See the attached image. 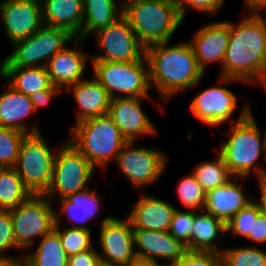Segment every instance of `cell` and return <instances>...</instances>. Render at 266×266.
Instances as JSON below:
<instances>
[{
  "label": "cell",
  "mask_w": 266,
  "mask_h": 266,
  "mask_svg": "<svg viewBox=\"0 0 266 266\" xmlns=\"http://www.w3.org/2000/svg\"><path fill=\"white\" fill-rule=\"evenodd\" d=\"M220 76L249 85H260L266 77V26L259 14H249L237 24L230 21Z\"/></svg>",
  "instance_id": "obj_1"
},
{
  "label": "cell",
  "mask_w": 266,
  "mask_h": 266,
  "mask_svg": "<svg viewBox=\"0 0 266 266\" xmlns=\"http://www.w3.org/2000/svg\"><path fill=\"white\" fill-rule=\"evenodd\" d=\"M168 44L160 42L145 47L150 86L156 88L162 101H168L180 91L194 89L204 76L189 41L173 46Z\"/></svg>",
  "instance_id": "obj_2"
},
{
  "label": "cell",
  "mask_w": 266,
  "mask_h": 266,
  "mask_svg": "<svg viewBox=\"0 0 266 266\" xmlns=\"http://www.w3.org/2000/svg\"><path fill=\"white\" fill-rule=\"evenodd\" d=\"M252 111L243 119L231 124L228 139L221 142L216 151L234 177L245 180L255 173L257 180L266 179V170L257 164L261 156L265 160L262 132L258 128Z\"/></svg>",
  "instance_id": "obj_3"
},
{
  "label": "cell",
  "mask_w": 266,
  "mask_h": 266,
  "mask_svg": "<svg viewBox=\"0 0 266 266\" xmlns=\"http://www.w3.org/2000/svg\"><path fill=\"white\" fill-rule=\"evenodd\" d=\"M123 16L145 47L170 42L183 23L177 0H124Z\"/></svg>",
  "instance_id": "obj_4"
},
{
  "label": "cell",
  "mask_w": 266,
  "mask_h": 266,
  "mask_svg": "<svg viewBox=\"0 0 266 266\" xmlns=\"http://www.w3.org/2000/svg\"><path fill=\"white\" fill-rule=\"evenodd\" d=\"M68 141L74 145L96 168H106L116 160L122 147L127 143L119 128L108 114L89 118L71 128Z\"/></svg>",
  "instance_id": "obj_5"
},
{
  "label": "cell",
  "mask_w": 266,
  "mask_h": 266,
  "mask_svg": "<svg viewBox=\"0 0 266 266\" xmlns=\"http://www.w3.org/2000/svg\"><path fill=\"white\" fill-rule=\"evenodd\" d=\"M91 62L94 78L106 89L111 99L122 97L150 99L151 86L146 56L133 62Z\"/></svg>",
  "instance_id": "obj_6"
},
{
  "label": "cell",
  "mask_w": 266,
  "mask_h": 266,
  "mask_svg": "<svg viewBox=\"0 0 266 266\" xmlns=\"http://www.w3.org/2000/svg\"><path fill=\"white\" fill-rule=\"evenodd\" d=\"M75 38L66 29L43 25L30 37L13 43V52L2 60L0 67H45Z\"/></svg>",
  "instance_id": "obj_7"
},
{
  "label": "cell",
  "mask_w": 266,
  "mask_h": 266,
  "mask_svg": "<svg viewBox=\"0 0 266 266\" xmlns=\"http://www.w3.org/2000/svg\"><path fill=\"white\" fill-rule=\"evenodd\" d=\"M56 153L41 132L23 139L14 168L32 194H44L50 187Z\"/></svg>",
  "instance_id": "obj_8"
},
{
  "label": "cell",
  "mask_w": 266,
  "mask_h": 266,
  "mask_svg": "<svg viewBox=\"0 0 266 266\" xmlns=\"http://www.w3.org/2000/svg\"><path fill=\"white\" fill-rule=\"evenodd\" d=\"M44 194H32L25 202L9 210L16 246L25 251L32 248L36 237L43 238L54 230L56 211Z\"/></svg>",
  "instance_id": "obj_9"
},
{
  "label": "cell",
  "mask_w": 266,
  "mask_h": 266,
  "mask_svg": "<svg viewBox=\"0 0 266 266\" xmlns=\"http://www.w3.org/2000/svg\"><path fill=\"white\" fill-rule=\"evenodd\" d=\"M66 142L56 153L52 181L44 193L51 202L57 194L62 199L87 190L95 171L89 160L69 141Z\"/></svg>",
  "instance_id": "obj_10"
},
{
  "label": "cell",
  "mask_w": 266,
  "mask_h": 266,
  "mask_svg": "<svg viewBox=\"0 0 266 266\" xmlns=\"http://www.w3.org/2000/svg\"><path fill=\"white\" fill-rule=\"evenodd\" d=\"M218 79V86H211L202 90L190 103L192 114L207 126H222L227 120L228 124H234L243 120L251 111L250 105L247 103L242 108L238 119H232L238 106L237 96L223 85L240 80L222 76H219Z\"/></svg>",
  "instance_id": "obj_11"
},
{
  "label": "cell",
  "mask_w": 266,
  "mask_h": 266,
  "mask_svg": "<svg viewBox=\"0 0 266 266\" xmlns=\"http://www.w3.org/2000/svg\"><path fill=\"white\" fill-rule=\"evenodd\" d=\"M127 142L116 157L117 166L128 178L134 189L145 188L158 182L165 171L167 157L157 148L134 147Z\"/></svg>",
  "instance_id": "obj_12"
},
{
  "label": "cell",
  "mask_w": 266,
  "mask_h": 266,
  "mask_svg": "<svg viewBox=\"0 0 266 266\" xmlns=\"http://www.w3.org/2000/svg\"><path fill=\"white\" fill-rule=\"evenodd\" d=\"M94 35L102 54L91 55V61L133 62L145 56V46L138 40L124 16Z\"/></svg>",
  "instance_id": "obj_13"
},
{
  "label": "cell",
  "mask_w": 266,
  "mask_h": 266,
  "mask_svg": "<svg viewBox=\"0 0 266 266\" xmlns=\"http://www.w3.org/2000/svg\"><path fill=\"white\" fill-rule=\"evenodd\" d=\"M99 252L101 262L106 265L131 266L137 260L134 246L133 227L128 217L107 215L99 230Z\"/></svg>",
  "instance_id": "obj_14"
},
{
  "label": "cell",
  "mask_w": 266,
  "mask_h": 266,
  "mask_svg": "<svg viewBox=\"0 0 266 266\" xmlns=\"http://www.w3.org/2000/svg\"><path fill=\"white\" fill-rule=\"evenodd\" d=\"M0 16L12 44L30 37L44 25L40 0H4L0 2Z\"/></svg>",
  "instance_id": "obj_15"
},
{
  "label": "cell",
  "mask_w": 266,
  "mask_h": 266,
  "mask_svg": "<svg viewBox=\"0 0 266 266\" xmlns=\"http://www.w3.org/2000/svg\"><path fill=\"white\" fill-rule=\"evenodd\" d=\"M145 98H114L109 104L108 115L119 128L127 142H136L139 136L157 134L156 126L143 111Z\"/></svg>",
  "instance_id": "obj_16"
},
{
  "label": "cell",
  "mask_w": 266,
  "mask_h": 266,
  "mask_svg": "<svg viewBox=\"0 0 266 266\" xmlns=\"http://www.w3.org/2000/svg\"><path fill=\"white\" fill-rule=\"evenodd\" d=\"M230 37V21H215L202 26L189 40L199 68L205 73L209 64L221 62L223 66L224 56Z\"/></svg>",
  "instance_id": "obj_17"
},
{
  "label": "cell",
  "mask_w": 266,
  "mask_h": 266,
  "mask_svg": "<svg viewBox=\"0 0 266 266\" xmlns=\"http://www.w3.org/2000/svg\"><path fill=\"white\" fill-rule=\"evenodd\" d=\"M134 246L137 259L169 263L179 260L186 252L187 246L176 240L168 231H148L133 229Z\"/></svg>",
  "instance_id": "obj_18"
},
{
  "label": "cell",
  "mask_w": 266,
  "mask_h": 266,
  "mask_svg": "<svg viewBox=\"0 0 266 266\" xmlns=\"http://www.w3.org/2000/svg\"><path fill=\"white\" fill-rule=\"evenodd\" d=\"M83 39L76 37L73 40V46H66L63 50L58 51L45 66L49 74L52 85L63 90L70 85L76 84L83 79L84 70L87 61L91 55L81 51L79 44L83 43ZM71 47V48H70Z\"/></svg>",
  "instance_id": "obj_19"
},
{
  "label": "cell",
  "mask_w": 266,
  "mask_h": 266,
  "mask_svg": "<svg viewBox=\"0 0 266 266\" xmlns=\"http://www.w3.org/2000/svg\"><path fill=\"white\" fill-rule=\"evenodd\" d=\"M175 209L168 201L145 194L132 204L127 217L133 229L168 231Z\"/></svg>",
  "instance_id": "obj_20"
},
{
  "label": "cell",
  "mask_w": 266,
  "mask_h": 266,
  "mask_svg": "<svg viewBox=\"0 0 266 266\" xmlns=\"http://www.w3.org/2000/svg\"><path fill=\"white\" fill-rule=\"evenodd\" d=\"M236 179L237 177H234L228 183L208 191L203 211L227 223L242 208L255 200L245 195L243 186L238 184Z\"/></svg>",
  "instance_id": "obj_21"
},
{
  "label": "cell",
  "mask_w": 266,
  "mask_h": 266,
  "mask_svg": "<svg viewBox=\"0 0 266 266\" xmlns=\"http://www.w3.org/2000/svg\"><path fill=\"white\" fill-rule=\"evenodd\" d=\"M35 111L30 97L16 91L8 84V89L0 94V126L19 130L27 135L40 133L38 122L31 127L24 123Z\"/></svg>",
  "instance_id": "obj_22"
},
{
  "label": "cell",
  "mask_w": 266,
  "mask_h": 266,
  "mask_svg": "<svg viewBox=\"0 0 266 266\" xmlns=\"http://www.w3.org/2000/svg\"><path fill=\"white\" fill-rule=\"evenodd\" d=\"M72 91L70 96L75 98L78 104L75 124L97 116L108 114L111 98L106 89L93 77L84 79L66 88Z\"/></svg>",
  "instance_id": "obj_23"
},
{
  "label": "cell",
  "mask_w": 266,
  "mask_h": 266,
  "mask_svg": "<svg viewBox=\"0 0 266 266\" xmlns=\"http://www.w3.org/2000/svg\"><path fill=\"white\" fill-rule=\"evenodd\" d=\"M43 24L66 29L75 37L82 32L83 0H40Z\"/></svg>",
  "instance_id": "obj_24"
},
{
  "label": "cell",
  "mask_w": 266,
  "mask_h": 266,
  "mask_svg": "<svg viewBox=\"0 0 266 266\" xmlns=\"http://www.w3.org/2000/svg\"><path fill=\"white\" fill-rule=\"evenodd\" d=\"M61 200L60 213L56 212V224L62 223L61 218L64 215L71 222L76 223L71 228L91 230L89 226L84 223L94 220L96 214L98 215L100 206V197L96 195L94 190H85L79 193L70 194L67 198ZM61 221V222H60ZM83 223V224H82Z\"/></svg>",
  "instance_id": "obj_25"
},
{
  "label": "cell",
  "mask_w": 266,
  "mask_h": 266,
  "mask_svg": "<svg viewBox=\"0 0 266 266\" xmlns=\"http://www.w3.org/2000/svg\"><path fill=\"white\" fill-rule=\"evenodd\" d=\"M84 20L78 38L85 40L90 34L107 27L123 16V2L116 0H83Z\"/></svg>",
  "instance_id": "obj_26"
},
{
  "label": "cell",
  "mask_w": 266,
  "mask_h": 266,
  "mask_svg": "<svg viewBox=\"0 0 266 266\" xmlns=\"http://www.w3.org/2000/svg\"><path fill=\"white\" fill-rule=\"evenodd\" d=\"M225 233H227L226 223L223 220L205 213V211H200V213L197 211L192 226L190 250L221 253L223 249L217 246L215 240H221L220 235L223 237Z\"/></svg>",
  "instance_id": "obj_27"
},
{
  "label": "cell",
  "mask_w": 266,
  "mask_h": 266,
  "mask_svg": "<svg viewBox=\"0 0 266 266\" xmlns=\"http://www.w3.org/2000/svg\"><path fill=\"white\" fill-rule=\"evenodd\" d=\"M0 77L16 91L30 96L52 86L46 67H0Z\"/></svg>",
  "instance_id": "obj_28"
},
{
  "label": "cell",
  "mask_w": 266,
  "mask_h": 266,
  "mask_svg": "<svg viewBox=\"0 0 266 266\" xmlns=\"http://www.w3.org/2000/svg\"><path fill=\"white\" fill-rule=\"evenodd\" d=\"M33 253L24 254L28 266H67L68 256L59 234L53 230L45 235Z\"/></svg>",
  "instance_id": "obj_29"
},
{
  "label": "cell",
  "mask_w": 266,
  "mask_h": 266,
  "mask_svg": "<svg viewBox=\"0 0 266 266\" xmlns=\"http://www.w3.org/2000/svg\"><path fill=\"white\" fill-rule=\"evenodd\" d=\"M31 195L14 167L0 168V210L14 209Z\"/></svg>",
  "instance_id": "obj_30"
},
{
  "label": "cell",
  "mask_w": 266,
  "mask_h": 266,
  "mask_svg": "<svg viewBox=\"0 0 266 266\" xmlns=\"http://www.w3.org/2000/svg\"><path fill=\"white\" fill-rule=\"evenodd\" d=\"M214 152V160L198 163L191 173L206 193L234 178L222 156L216 150Z\"/></svg>",
  "instance_id": "obj_31"
},
{
  "label": "cell",
  "mask_w": 266,
  "mask_h": 266,
  "mask_svg": "<svg viewBox=\"0 0 266 266\" xmlns=\"http://www.w3.org/2000/svg\"><path fill=\"white\" fill-rule=\"evenodd\" d=\"M221 257L226 266H266V251L256 245L223 248Z\"/></svg>",
  "instance_id": "obj_32"
},
{
  "label": "cell",
  "mask_w": 266,
  "mask_h": 266,
  "mask_svg": "<svg viewBox=\"0 0 266 266\" xmlns=\"http://www.w3.org/2000/svg\"><path fill=\"white\" fill-rule=\"evenodd\" d=\"M61 223L55 224L54 230L59 234L62 246L67 256H73L92 249V232L91 230L64 227L62 230Z\"/></svg>",
  "instance_id": "obj_33"
},
{
  "label": "cell",
  "mask_w": 266,
  "mask_h": 266,
  "mask_svg": "<svg viewBox=\"0 0 266 266\" xmlns=\"http://www.w3.org/2000/svg\"><path fill=\"white\" fill-rule=\"evenodd\" d=\"M176 187L179 200L185 208L196 211L204 210L206 192L191 173L180 179Z\"/></svg>",
  "instance_id": "obj_34"
},
{
  "label": "cell",
  "mask_w": 266,
  "mask_h": 266,
  "mask_svg": "<svg viewBox=\"0 0 266 266\" xmlns=\"http://www.w3.org/2000/svg\"><path fill=\"white\" fill-rule=\"evenodd\" d=\"M27 134L0 126V168L15 167L20 145Z\"/></svg>",
  "instance_id": "obj_35"
},
{
  "label": "cell",
  "mask_w": 266,
  "mask_h": 266,
  "mask_svg": "<svg viewBox=\"0 0 266 266\" xmlns=\"http://www.w3.org/2000/svg\"><path fill=\"white\" fill-rule=\"evenodd\" d=\"M196 210L181 211L175 209L168 232L181 241L190 250V240L192 238V226L194 224Z\"/></svg>",
  "instance_id": "obj_36"
},
{
  "label": "cell",
  "mask_w": 266,
  "mask_h": 266,
  "mask_svg": "<svg viewBox=\"0 0 266 266\" xmlns=\"http://www.w3.org/2000/svg\"><path fill=\"white\" fill-rule=\"evenodd\" d=\"M259 214V207L253 200L226 223V232H232L234 237L236 235L246 238L251 232L252 216H258Z\"/></svg>",
  "instance_id": "obj_37"
},
{
  "label": "cell",
  "mask_w": 266,
  "mask_h": 266,
  "mask_svg": "<svg viewBox=\"0 0 266 266\" xmlns=\"http://www.w3.org/2000/svg\"><path fill=\"white\" fill-rule=\"evenodd\" d=\"M221 261V253L187 250L179 260L166 266H217Z\"/></svg>",
  "instance_id": "obj_38"
},
{
  "label": "cell",
  "mask_w": 266,
  "mask_h": 266,
  "mask_svg": "<svg viewBox=\"0 0 266 266\" xmlns=\"http://www.w3.org/2000/svg\"><path fill=\"white\" fill-rule=\"evenodd\" d=\"M225 0H177L178 12L181 19L184 21L187 16V11L192 9L198 13L213 14L220 10Z\"/></svg>",
  "instance_id": "obj_39"
},
{
  "label": "cell",
  "mask_w": 266,
  "mask_h": 266,
  "mask_svg": "<svg viewBox=\"0 0 266 266\" xmlns=\"http://www.w3.org/2000/svg\"><path fill=\"white\" fill-rule=\"evenodd\" d=\"M19 249L13 233L10 211L0 210V257H8L6 252Z\"/></svg>",
  "instance_id": "obj_40"
},
{
  "label": "cell",
  "mask_w": 266,
  "mask_h": 266,
  "mask_svg": "<svg viewBox=\"0 0 266 266\" xmlns=\"http://www.w3.org/2000/svg\"><path fill=\"white\" fill-rule=\"evenodd\" d=\"M101 264L99 251L93 247L92 249L68 257L67 266H100Z\"/></svg>",
  "instance_id": "obj_41"
},
{
  "label": "cell",
  "mask_w": 266,
  "mask_h": 266,
  "mask_svg": "<svg viewBox=\"0 0 266 266\" xmlns=\"http://www.w3.org/2000/svg\"><path fill=\"white\" fill-rule=\"evenodd\" d=\"M246 238L256 244L266 243V217L263 214L252 216L251 232Z\"/></svg>",
  "instance_id": "obj_42"
},
{
  "label": "cell",
  "mask_w": 266,
  "mask_h": 266,
  "mask_svg": "<svg viewBox=\"0 0 266 266\" xmlns=\"http://www.w3.org/2000/svg\"><path fill=\"white\" fill-rule=\"evenodd\" d=\"M62 93V89L52 85L49 89L40 90L31 94L30 100L33 103L34 111L36 112L40 107L46 105L54 96Z\"/></svg>",
  "instance_id": "obj_43"
},
{
  "label": "cell",
  "mask_w": 266,
  "mask_h": 266,
  "mask_svg": "<svg viewBox=\"0 0 266 266\" xmlns=\"http://www.w3.org/2000/svg\"><path fill=\"white\" fill-rule=\"evenodd\" d=\"M0 266H28L25 256H12L0 257Z\"/></svg>",
  "instance_id": "obj_44"
},
{
  "label": "cell",
  "mask_w": 266,
  "mask_h": 266,
  "mask_svg": "<svg viewBox=\"0 0 266 266\" xmlns=\"http://www.w3.org/2000/svg\"><path fill=\"white\" fill-rule=\"evenodd\" d=\"M246 4V12L249 14H259L260 10L266 12V0H244Z\"/></svg>",
  "instance_id": "obj_45"
},
{
  "label": "cell",
  "mask_w": 266,
  "mask_h": 266,
  "mask_svg": "<svg viewBox=\"0 0 266 266\" xmlns=\"http://www.w3.org/2000/svg\"><path fill=\"white\" fill-rule=\"evenodd\" d=\"M261 199H257L255 202L260 210V213L266 217V179L258 180Z\"/></svg>",
  "instance_id": "obj_46"
},
{
  "label": "cell",
  "mask_w": 266,
  "mask_h": 266,
  "mask_svg": "<svg viewBox=\"0 0 266 266\" xmlns=\"http://www.w3.org/2000/svg\"><path fill=\"white\" fill-rule=\"evenodd\" d=\"M131 266H166V264L160 265L159 262H153V261H143L137 259L135 262L131 264Z\"/></svg>",
  "instance_id": "obj_47"
},
{
  "label": "cell",
  "mask_w": 266,
  "mask_h": 266,
  "mask_svg": "<svg viewBox=\"0 0 266 266\" xmlns=\"http://www.w3.org/2000/svg\"><path fill=\"white\" fill-rule=\"evenodd\" d=\"M262 137H263L264 152H265V161H266V129L264 130V135L262 134Z\"/></svg>",
  "instance_id": "obj_48"
},
{
  "label": "cell",
  "mask_w": 266,
  "mask_h": 266,
  "mask_svg": "<svg viewBox=\"0 0 266 266\" xmlns=\"http://www.w3.org/2000/svg\"><path fill=\"white\" fill-rule=\"evenodd\" d=\"M261 88H263V90L265 91V93H266V77L262 80V82H261Z\"/></svg>",
  "instance_id": "obj_49"
},
{
  "label": "cell",
  "mask_w": 266,
  "mask_h": 266,
  "mask_svg": "<svg viewBox=\"0 0 266 266\" xmlns=\"http://www.w3.org/2000/svg\"><path fill=\"white\" fill-rule=\"evenodd\" d=\"M259 15L261 16L263 22L265 23V26H266V18L264 16L261 15V13H259Z\"/></svg>",
  "instance_id": "obj_50"
},
{
  "label": "cell",
  "mask_w": 266,
  "mask_h": 266,
  "mask_svg": "<svg viewBox=\"0 0 266 266\" xmlns=\"http://www.w3.org/2000/svg\"><path fill=\"white\" fill-rule=\"evenodd\" d=\"M217 266H226L223 261H221Z\"/></svg>",
  "instance_id": "obj_51"
},
{
  "label": "cell",
  "mask_w": 266,
  "mask_h": 266,
  "mask_svg": "<svg viewBox=\"0 0 266 266\" xmlns=\"http://www.w3.org/2000/svg\"><path fill=\"white\" fill-rule=\"evenodd\" d=\"M100 266H114V265H106L102 263Z\"/></svg>",
  "instance_id": "obj_52"
}]
</instances>
